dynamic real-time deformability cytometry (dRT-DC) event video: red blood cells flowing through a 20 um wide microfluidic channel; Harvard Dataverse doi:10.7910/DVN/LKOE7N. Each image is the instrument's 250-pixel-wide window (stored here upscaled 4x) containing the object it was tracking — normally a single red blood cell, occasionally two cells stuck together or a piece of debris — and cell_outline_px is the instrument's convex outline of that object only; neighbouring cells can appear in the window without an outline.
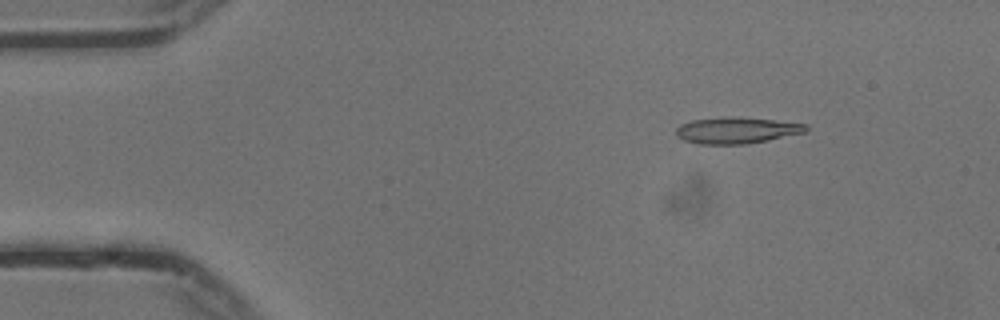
{"species": "common noctule bat (a hibernating species)", "species_latin": "Nyctalus noctula", "temperature_condition": "cold", "stored_images_in_passage": 54, "camera_frame_rate_fps": 3000, "um_per_image_px": 0.085, "animal": {"sex": "male", "body_mass_g": 13.3}, "frame": {"image": 1, "passage_image": 7, "time_ms": 2.0, "image_size_px": [1000, 320], "cell_outline_px": [[808, 128], [804, 132], [768, 140], [748, 144], [700, 144], [684, 140], [676, 136], [676, 128], [680, 124], [692, 120], [724, 116], [772, 120], [808, 124]], "centroid_in_image_um": [62.57, 11.08], "position_along_channel_um": 22.4, "area_um2": 19.83}}
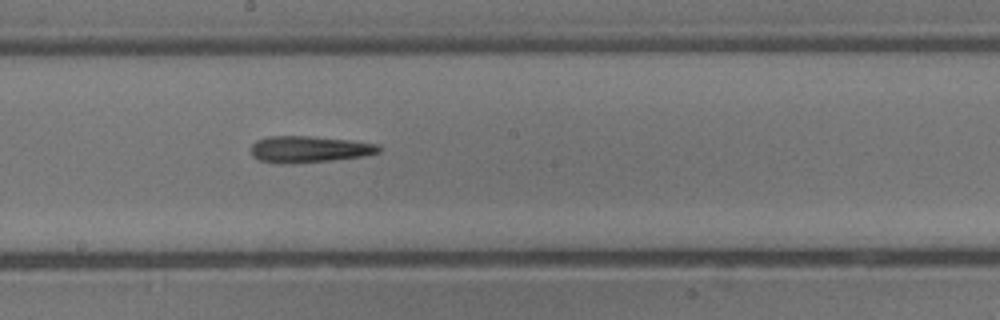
{"frame": {"image": 2, "passage_image": 29, "time_ms": 9.333, "image_size_px": [1000, 320], "cell_outline_px": [[380, 152], [364, 156], [332, 160], [260, 160], [252, 156], [252, 144], [256, 140], [268, 136], [308, 136], [352, 140], [376, 144], [380, 148]], "centroid_in_image_um": [26.35, 12.62], "position_along_channel_um": 221.9, "area_um2": 18.61}}
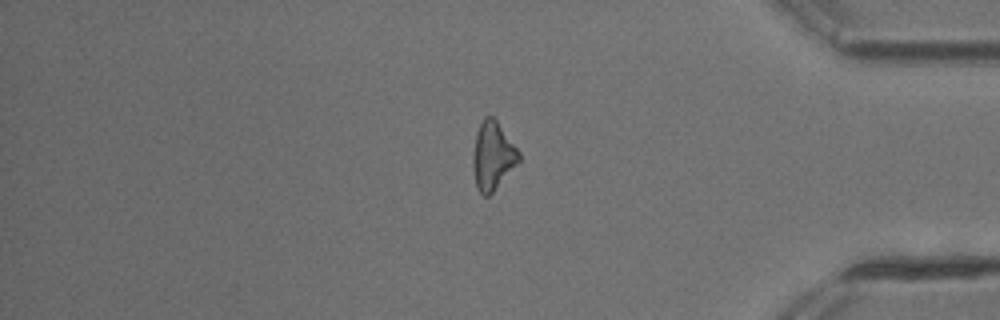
{"frame": {"image": 3, "passage_image": 45, "time_ms": 14.667, "image_size_px": [1000, 320], "cell_outline_px": [[520, 160], [492, 192], [488, 196], [484, 196], [476, 188], [472, 168], [472, 156], [476, 132], [484, 116], [492, 116], [496, 120], [520, 152]], "centroid_in_image_um": [41.85, 13.24], "position_along_channel_um": 393.4, "area_um2": 18.09}, "authors_computed_cell_mechanics": {"area_um2": 19.0162, "velocity_mm_per_s": 3.7617, "shape_relaxation_time_tau1_ms": 7.4112, "shape_relaxation_time_tau2_ms": 3.1082, "deformation_change_tau1": 0.2388, "deformation_change_tau2": 0.1743}}